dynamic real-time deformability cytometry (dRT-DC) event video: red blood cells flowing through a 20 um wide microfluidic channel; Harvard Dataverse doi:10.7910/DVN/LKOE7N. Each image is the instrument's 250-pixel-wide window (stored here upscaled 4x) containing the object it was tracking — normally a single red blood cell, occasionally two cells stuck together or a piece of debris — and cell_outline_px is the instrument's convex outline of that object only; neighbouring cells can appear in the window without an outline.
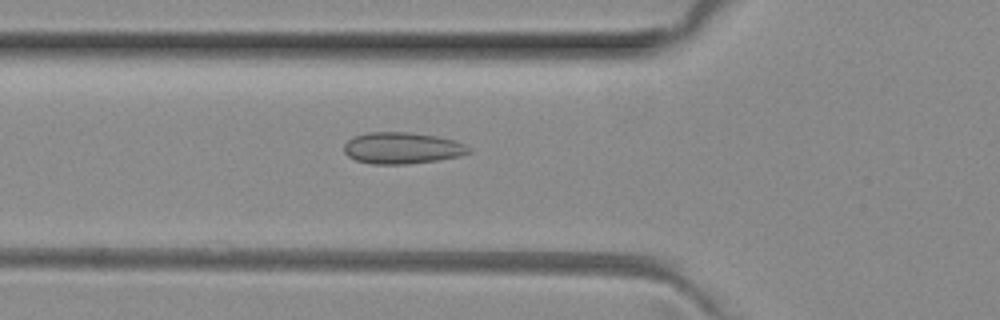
{"species": "common noctule bat (a hibernating species)", "species_latin": "Nyctalus noctula", "temperature_condition": "room temperature", "stored_images_in_passage": 50, "camera_frame_rate_fps": 3000, "um_per_image_px": 0.085, "animal": {"sex": "female", "body_mass_g": 29.2, "forearm_length_mm": 56.3}, "frame": {"image": 1, "passage_image": 17, "time_ms": 5.333, "image_size_px": [1000, 320], "cell_outline_px": [[472, 152], [460, 156], [436, 160], [408, 164], [372, 164], [356, 160], [348, 156], [344, 152], [344, 144], [352, 136], [368, 132], [408, 132], [436, 136], [452, 140], [464, 144], [472, 148]], "centroid_in_image_um": [34.17, 12.58], "position_along_channel_um": 91.6, "area_um2": 22.95}}
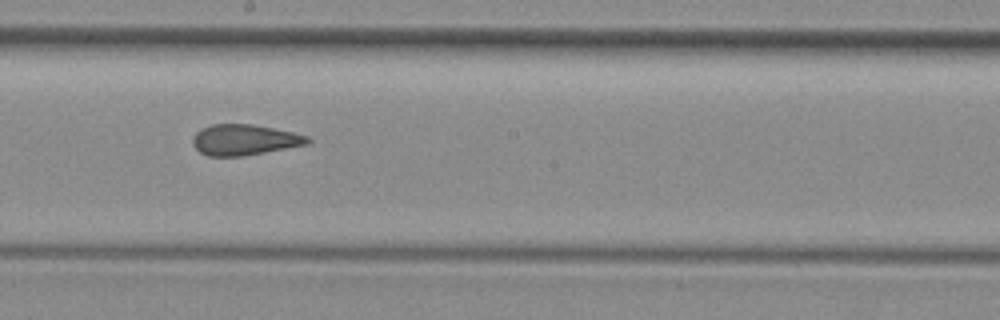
{"frame": {"image": 2, "passage_image": 27, "time_ms": 8.667, "image_size_px": [1000, 320], "cell_outline_px": [[312, 140], [308, 144], [244, 156], [208, 156], [200, 152], [192, 144], [192, 140], [196, 132], [200, 128], [212, 124], [252, 124], [292, 132], [308, 136]], "centroid_in_image_um": [20.76, 11.88], "position_along_channel_um": 227.4, "area_um2": 20.58}}
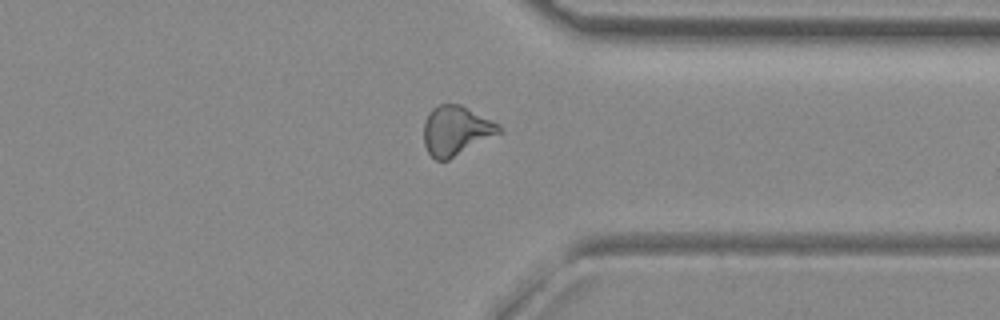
{"frame": {"image": 3, "passage_image": 38, "time_ms": 12.333, "image_size_px": [1000, 320], "cell_outline_px": [[504, 132], [448, 160], [436, 160], [428, 152], [424, 144], [424, 120], [428, 112], [432, 108], [440, 104], [460, 104], [500, 124], [504, 128]], "centroid_in_image_um": [38.79, 11.1], "position_along_channel_um": 372.6, "area_um2": 21.96}, "authors_computed_cell_mechanics": {"area_um2": 21.5305, "velocity_mm_per_s": 4.0648, "shape_relaxation_time_tau1_ms": null, "shape_relaxation_time_tau2_ms": 1.3279, "deformation_change_tau1": null, "deformation_change_tau2": 0.0835}}